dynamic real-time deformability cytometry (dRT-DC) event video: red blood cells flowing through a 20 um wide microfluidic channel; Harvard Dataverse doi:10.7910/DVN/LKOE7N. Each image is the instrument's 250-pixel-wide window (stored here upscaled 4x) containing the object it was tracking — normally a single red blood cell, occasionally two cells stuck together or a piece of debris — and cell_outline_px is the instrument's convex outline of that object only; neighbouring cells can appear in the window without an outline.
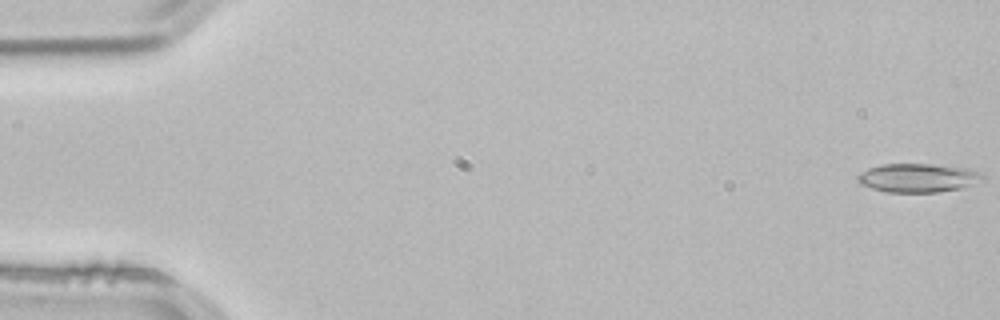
{"species": "common noctule bat (a hibernating species)", "species_latin": "Nyctalus noctula", "temperature_condition": "room temperature", "stored_images_in_passage": 53, "camera_frame_rate_fps": 3000, "um_per_image_px": 0.085, "animal": {"sex": "male", "body_mass_g": 21.5, "forearm_length_mm": 52.0}, "frame": {"image": 1, "passage_image": 1, "time_ms": 0.0, "image_size_px": [1000, 320], "cell_outline_px": [[984, 180], [960, 188], [936, 192], [888, 192], [872, 188], [860, 184], [856, 180], [856, 176], [860, 172], [868, 168], [880, 164], [932, 164], [968, 168], [984, 176]], "centroid_in_image_um": [77.97, 15.11], "position_along_channel_um": 7.0, "area_um2": 20.87}}
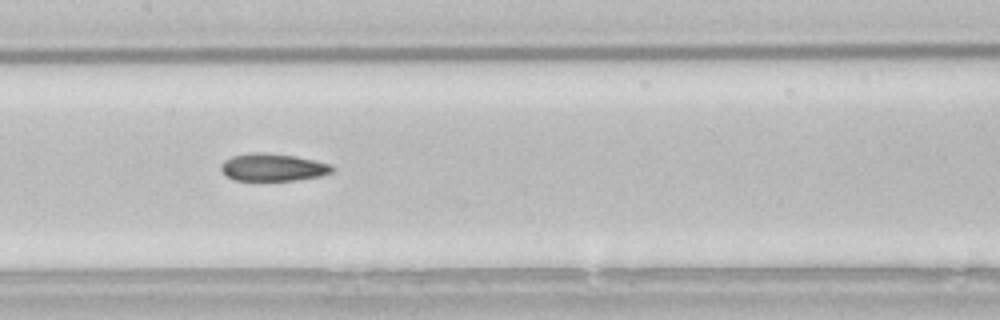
{"frame": {"image": 2, "passage_image": 26, "time_ms": 8.333, "image_size_px": [1000, 320], "cell_outline_px": [[336, 168], [332, 172], [320, 176], [296, 180], [232, 180], [220, 168], [220, 164], [224, 160], [232, 156], [248, 152], [264, 152], [296, 156], [316, 160], [332, 164]], "centroid_in_image_um": [23.22, 14.2], "position_along_channel_um": 184.2, "area_um2": 18.03}}
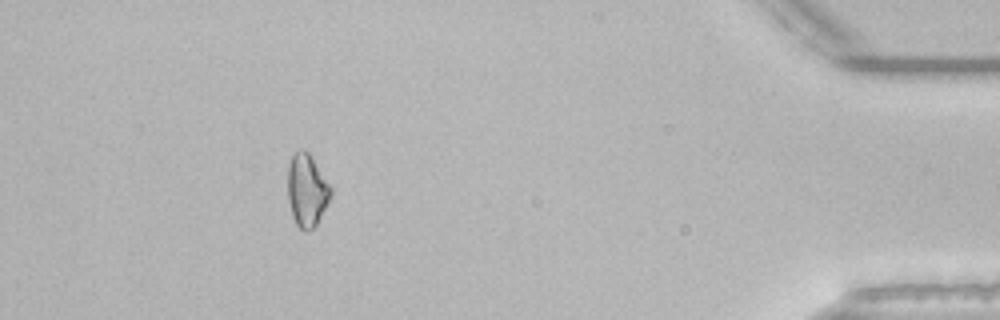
{"frame": {"image": 3, "passage_image": 48, "time_ms": 15.667, "image_size_px": [1000, 320], "cell_outline_px": [[332, 196], [316, 224], [308, 232], [304, 232], [296, 224], [292, 216], [288, 200], [288, 164], [292, 156], [296, 152], [304, 148], [308, 152], [332, 188]], "centroid_in_image_um": [26.08, 16.19], "position_along_channel_um": 409.1, "area_um2": 18.15}, "authors_computed_cell_mechanics": {"area_um2": 18.496, "velocity_mm_per_s": 3.8598, "shape_relaxation_time_tau1_ms": null, "shape_relaxation_time_tau2_ms": 2.2475, "deformation_change_tau1": null, "deformation_change_tau2": 0.0787}}